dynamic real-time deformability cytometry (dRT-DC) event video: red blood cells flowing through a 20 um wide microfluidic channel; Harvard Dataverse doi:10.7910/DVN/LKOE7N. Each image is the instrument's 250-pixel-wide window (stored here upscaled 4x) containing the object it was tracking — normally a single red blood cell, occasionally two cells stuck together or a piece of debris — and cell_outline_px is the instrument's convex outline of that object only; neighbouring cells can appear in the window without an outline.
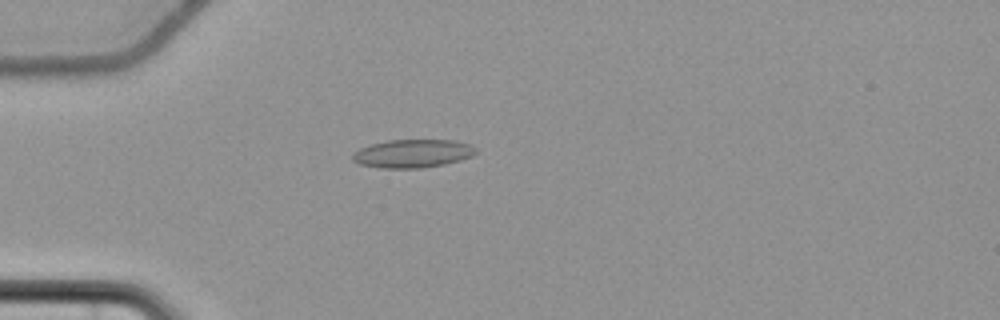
{"species": "common noctule bat (a hibernating species)", "species_latin": "Nyctalus noctula", "temperature_condition": "cold", "stored_images_in_passage": 57, "camera_frame_rate_fps": 3000, "um_per_image_px": 0.085, "animal": {"sex": "female", "body_mass_g": 22.7, "forearm_length_mm": 54.2}, "frame": {"image": 1, "passage_image": 17, "time_ms": 5.333, "image_size_px": [1000, 320], "cell_outline_px": [[476, 152], [472, 156], [460, 160], [444, 164], [420, 168], [380, 168], [360, 164], [352, 160], [352, 152], [360, 148], [372, 144], [388, 140], [456, 140], [468, 144], [476, 148]], "centroid_in_image_um": [35.06, 13.05], "position_along_channel_um": 49.9, "area_um2": 20.29}}
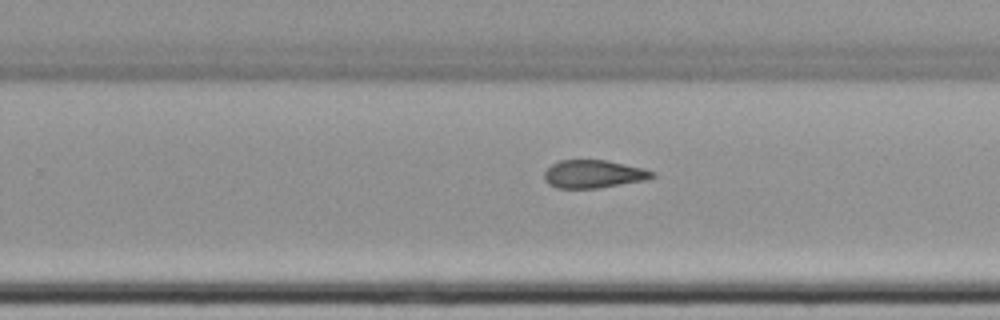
{"frame": {"image": 2, "passage_image": 37, "time_ms": 12.0, "image_size_px": [1000, 320], "cell_outline_px": [[656, 176], [648, 180], [600, 188], [556, 188], [548, 184], [544, 180], [544, 172], [552, 164], [560, 160], [608, 160], [644, 168], [656, 172]], "centroid_in_image_um": [50.49, 14.8], "position_along_channel_um": 279.3, "area_um2": 17.92}}
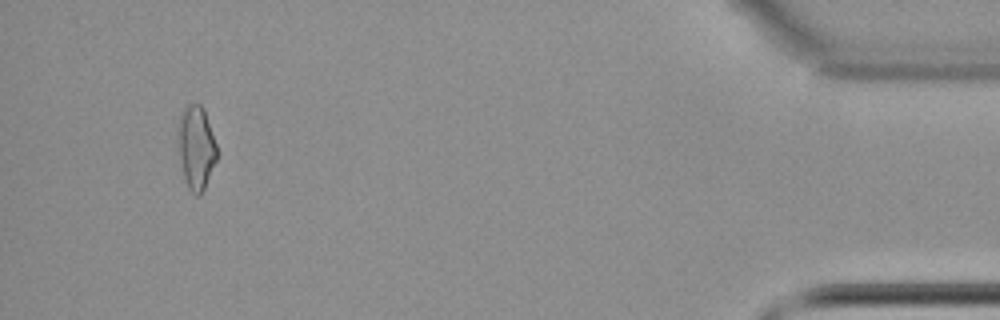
{"frame": {"image": 3, "passage_image": 54, "time_ms": 17.667, "image_size_px": [1000, 320], "cell_outline_px": [[220, 156], [200, 196], [196, 196], [188, 188], [184, 176], [180, 160], [180, 112], [188, 104], [200, 104], [204, 108]], "centroid_in_image_um": [16.74, 12.57], "position_along_channel_um": 418.5, "area_um2": 18.73}, "authors_computed_cell_mechanics": {"area_um2": 18.496, "velocity_mm_per_s": 3.6947, "shape_relaxation_time_tau1_ms": null, "shape_relaxation_time_tau2_ms": 3.1519, "deformation_change_tau1": null, "deformation_change_tau2": 0.0821}}